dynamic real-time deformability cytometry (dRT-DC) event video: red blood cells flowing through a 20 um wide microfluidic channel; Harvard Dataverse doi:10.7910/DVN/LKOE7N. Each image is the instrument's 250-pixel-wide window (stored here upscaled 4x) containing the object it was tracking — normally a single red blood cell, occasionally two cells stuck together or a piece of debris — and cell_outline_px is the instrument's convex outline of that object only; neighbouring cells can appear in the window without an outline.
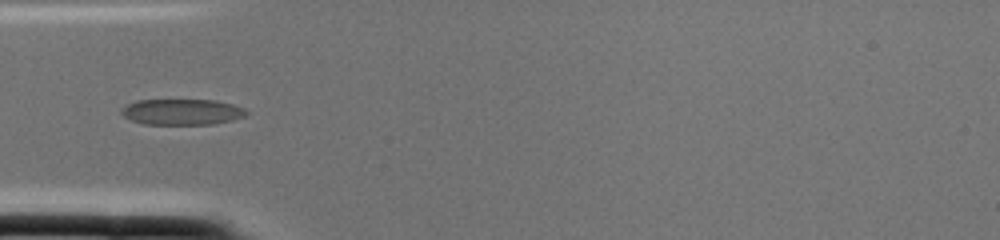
{"species": "common noctule bat (a hibernating species)", "species_latin": "Nyctalus noctula", "temperature_condition": "cold", "stored_images_in_passage": 1, "camera_frame_rate_fps": 3000, "um_per_image_px": 0.085, "animal": {"sex": "female", "body_mass_g": 22.0, "forearm_length_mm": 56.7}, "frame": {"image": 1, "passage_image": 1, "time_ms": 0.0, "image_size_px": [1000, 240], "cell_outline_px": [[248, 112], [244, 116], [232, 120], [212, 124], [144, 124], [132, 120], [124, 116], [120, 112], [120, 108], [136, 100], [216, 100], [232, 104], [244, 108]], "centroid_in_image_um": [15.45, 9.51], "position_along_channel_um": 69.5, "area_um2": 18.79}}